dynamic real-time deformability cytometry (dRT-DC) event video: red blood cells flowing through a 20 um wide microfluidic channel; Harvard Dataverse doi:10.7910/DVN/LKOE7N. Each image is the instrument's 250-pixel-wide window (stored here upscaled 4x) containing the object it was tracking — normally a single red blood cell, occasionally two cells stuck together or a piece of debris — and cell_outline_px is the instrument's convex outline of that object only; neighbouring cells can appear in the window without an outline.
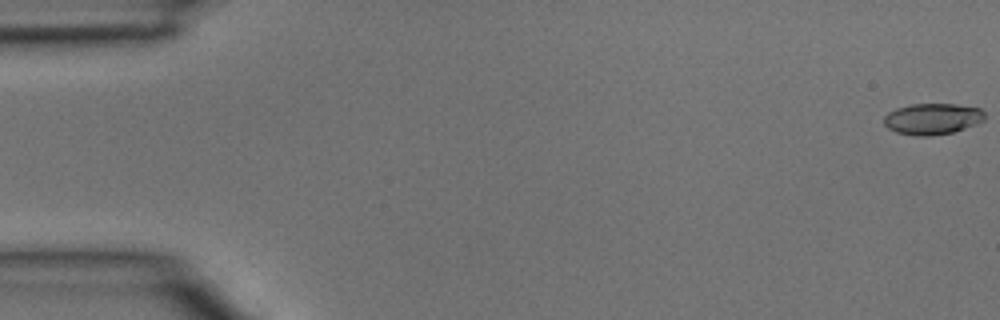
{"species": "common noctule bat (a hibernating species)", "species_latin": "Nyctalus noctula", "temperature_condition": "room temperature", "stored_images_in_passage": 3, "camera_frame_rate_fps": 3000, "um_per_image_px": 0.085, "animal": {"sex": "male", "body_mass_g": 15.6}, "frame": {"image": 1, "passage_image": 1, "time_ms": 0.0, "image_size_px": [1000, 320], "cell_outline_px": [[984, 120], [976, 124], [952, 132], [932, 136], [916, 136], [896, 132], [888, 128], [884, 124], [884, 116], [888, 112], [896, 108], [912, 104], [956, 104], [980, 108], [984, 112]], "centroid_in_image_um": [79.24, 10.1], "position_along_channel_um": 5.8, "area_um2": 18.32}}